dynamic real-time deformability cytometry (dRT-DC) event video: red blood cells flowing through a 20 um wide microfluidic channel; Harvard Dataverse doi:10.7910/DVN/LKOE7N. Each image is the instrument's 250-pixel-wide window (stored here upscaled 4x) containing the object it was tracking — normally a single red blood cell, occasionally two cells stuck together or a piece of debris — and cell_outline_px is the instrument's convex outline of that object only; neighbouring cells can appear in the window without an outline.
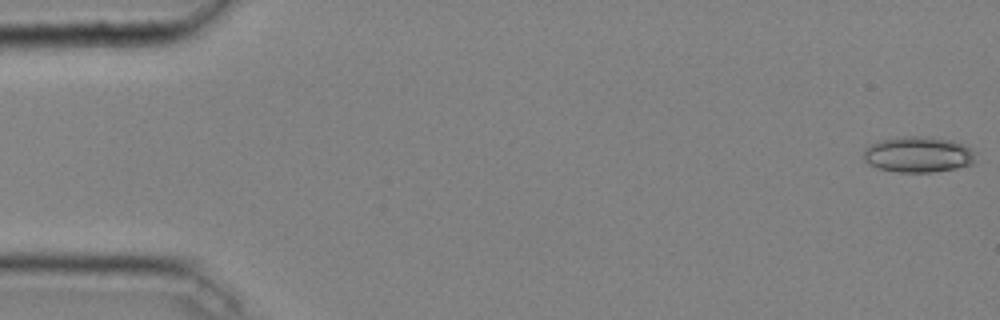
{"species": "common noctule bat (a hibernating species)", "species_latin": "Nyctalus noctula", "temperature_condition": "cold", "stored_images_in_passage": 6, "camera_frame_rate_fps": 3000, "um_per_image_px": 0.085, "animal": {"sex": "male", "body_mass_g": 20.4}, "frame": {"image": 1, "passage_image": 1, "time_ms": 0.0, "image_size_px": [1000, 320], "cell_outline_px": [[976, 152], [972, 164], [956, 168], [932, 172], [900, 172], [880, 168], [868, 164], [864, 160], [864, 148], [880, 140], [904, 136], [924, 136], [952, 140], [964, 144], [972, 148]], "centroid_in_image_um": [78.07, 13.12], "position_along_channel_um": 6.9, "area_um2": 23.41}}